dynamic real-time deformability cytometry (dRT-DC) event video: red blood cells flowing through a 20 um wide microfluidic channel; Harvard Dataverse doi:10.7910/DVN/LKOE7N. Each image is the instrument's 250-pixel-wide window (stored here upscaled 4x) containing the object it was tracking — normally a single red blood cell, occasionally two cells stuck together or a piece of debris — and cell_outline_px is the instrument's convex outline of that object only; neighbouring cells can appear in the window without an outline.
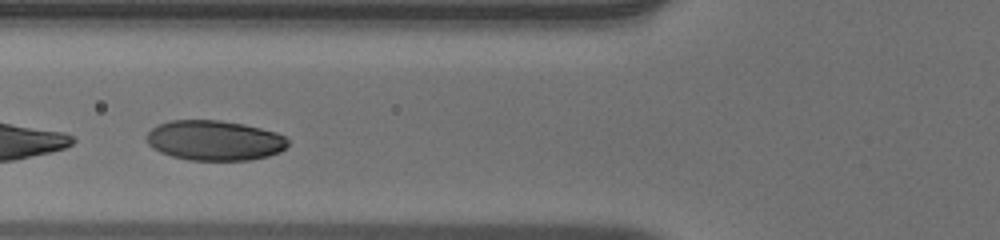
{"species": "human", "species_latin": "Homo sapiens", "temperature_condition": "warm", "stored_images_in_passage": 34, "segment_of_instrument_passage": [2, 2], "camera_frame_rate_fps": 3000, "um_per_image_px": 0.085, "donor": {"sex": "male"}, "frame": {"image": 1, "passage_image": 10, "time_ms": 3.0, "image_size_px": [1000, 240], "cell_outline_px": [[288, 144], [280, 152], [268, 156], [252, 160], [188, 160], [172, 156], [160, 152], [152, 148], [148, 144], [148, 132], [152, 128], [160, 124], [172, 120], [220, 120], [244, 124], [276, 132], [284, 136], [288, 140]], "centroid_in_image_um": [18.25, 11.94], "position_along_channel_um": 107.6, "area_um2": 32.95}}
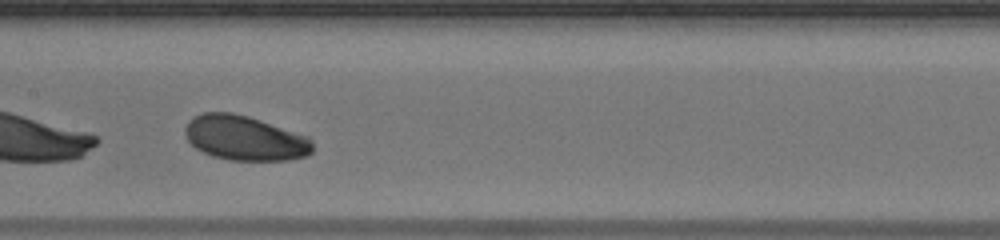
{"frame": {"image": 2, "passage_image": 16, "time_ms": 5.0, "image_size_px": [1000, 240], "cell_outline_px": [[312, 152], [308, 156], [288, 160], [228, 160], [212, 156], [196, 148], [188, 140], [184, 132], [184, 128], [188, 120], [192, 116], [204, 112], [232, 112], [248, 116], [308, 136], [312, 140]], "centroid_in_image_um": [20.79, 11.73], "position_along_channel_um": 186.6, "area_um2": 33.41}}
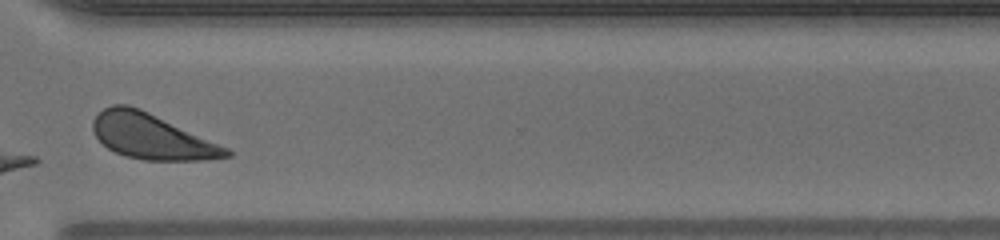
{"frame": {"image": 3, "passage_image": 29, "time_ms": 9.333, "image_size_px": [1000, 240], "cell_outline_px": [[232, 156], [208, 160], [144, 160], [124, 156], [108, 148], [96, 136], [92, 128], [92, 120], [104, 108], [112, 104], [128, 104], [140, 108], [228, 148], [232, 152]], "centroid_in_image_um": [12.88, 11.6], "position_along_channel_um": 357.7, "area_um2": 34.97}}